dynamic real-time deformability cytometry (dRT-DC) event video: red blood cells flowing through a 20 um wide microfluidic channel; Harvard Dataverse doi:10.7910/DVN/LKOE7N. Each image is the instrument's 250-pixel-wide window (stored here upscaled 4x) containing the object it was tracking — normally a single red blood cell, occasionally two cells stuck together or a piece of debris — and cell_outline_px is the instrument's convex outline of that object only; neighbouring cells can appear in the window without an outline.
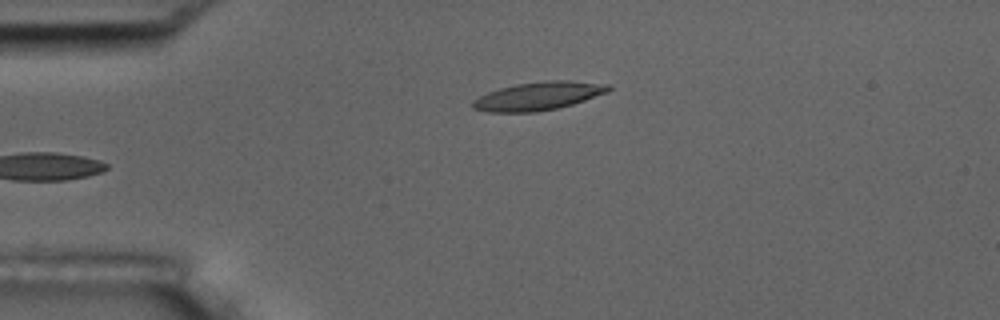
{"species": "common noctule bat (a hibernating species)", "species_latin": "Nyctalus noctula", "temperature_condition": "room temperature", "stored_images_in_passage": 5, "camera_frame_rate_fps": 3000, "um_per_image_px": 0.085, "animal": {"sex": "male", "body_mass_g": 17.5, "forearm_length_mm": 52.3}, "frame": {"image": 1, "passage_image": 5, "time_ms": 4.667, "image_size_px": [1000, 320], "cell_outline_px": [[612, 88], [608, 92], [572, 104], [556, 108], [536, 112], [488, 112], [472, 108], [472, 100], [488, 92], [500, 88], [516, 84], [544, 80], [568, 80], [608, 84]], "centroid_in_image_um": [45.75, 8.15], "position_along_channel_um": 39.2, "area_um2": 22.31}}